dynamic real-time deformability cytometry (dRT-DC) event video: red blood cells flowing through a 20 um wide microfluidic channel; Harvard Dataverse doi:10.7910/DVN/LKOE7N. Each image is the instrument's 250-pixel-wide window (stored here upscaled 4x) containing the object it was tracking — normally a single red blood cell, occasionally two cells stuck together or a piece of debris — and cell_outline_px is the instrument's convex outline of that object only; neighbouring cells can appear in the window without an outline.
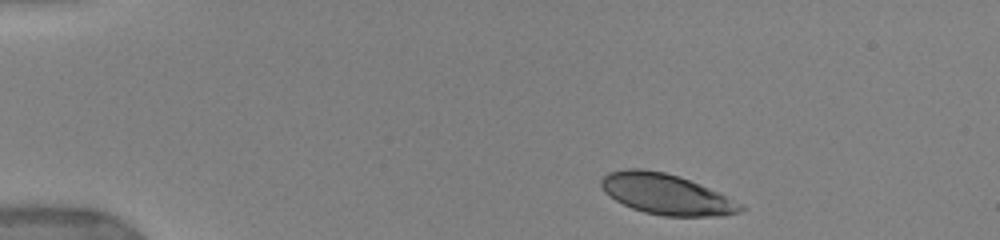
{"species": "human", "species_latin": "Homo sapiens", "temperature_condition": "warm", "stored_images_in_passage": 5, "camera_frame_rate_fps": 3000, "um_per_image_px": 0.085, "donor": {"sex": "female"}, "frame": {"image": 1, "passage_image": 1, "time_ms": 0.0, "image_size_px": [1000, 240], "cell_outline_px": [[748, 208], [740, 212], [724, 216], [664, 216], [644, 212], [632, 208], [616, 200], [604, 192], [600, 184], [600, 180], [608, 172], [628, 168], [640, 168], [664, 172], [680, 176], [708, 188], [744, 204]], "centroid_in_image_um": [56.65, 16.51], "position_along_channel_um": 28.3, "area_um2": 33.0}}
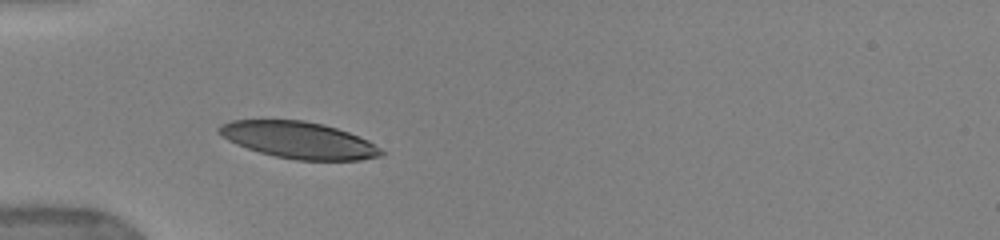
{"frame": {"image": 2, "passage_image": 4, "time_ms": 2.667, "image_size_px": [1000, 240], "cell_outline_px": [[388, 152], [380, 156], [360, 160], [296, 160], [276, 156], [260, 152], [236, 144], [228, 140], [216, 132], [216, 128], [220, 124], [232, 120], [304, 120], [324, 124], [348, 132], [368, 140]], "centroid_in_image_um": [25.4, 11.9], "position_along_channel_um": 59.6, "area_um2": 34.8}}